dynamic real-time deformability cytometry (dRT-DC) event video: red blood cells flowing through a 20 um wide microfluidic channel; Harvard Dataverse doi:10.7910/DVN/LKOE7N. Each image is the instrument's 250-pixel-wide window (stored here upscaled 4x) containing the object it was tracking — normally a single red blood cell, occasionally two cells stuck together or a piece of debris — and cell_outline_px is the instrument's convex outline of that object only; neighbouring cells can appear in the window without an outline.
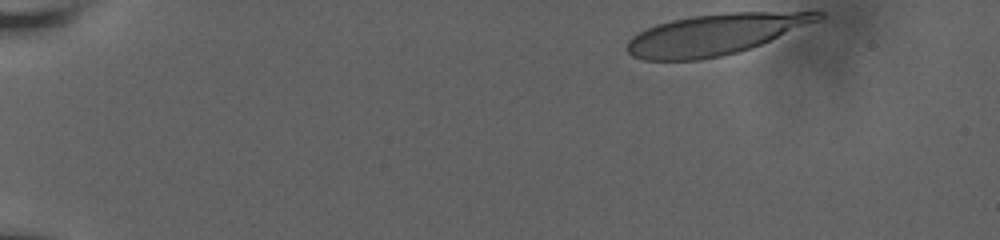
{"species": "human", "species_latin": "Homo sapiens", "temperature_condition": "room temperature", "stored_images_in_passage": 64, "camera_frame_rate_fps": 3000, "um_per_image_px": 0.085, "donor": {"sex": "male"}, "frame": {"image": 1, "passage_image": 1, "time_ms": 0.0, "image_size_px": [1000, 240], "cell_outline_px": [[824, 16], [816, 20], [752, 48], [740, 52], [700, 60], [644, 60], [632, 56], [628, 52], [628, 40], [632, 36], [656, 24], [672, 20], [692, 16], [728, 12], [824, 12]], "centroid_in_image_um": [60.71, 2.93], "position_along_channel_um": 24.3, "area_um2": 44.74}}
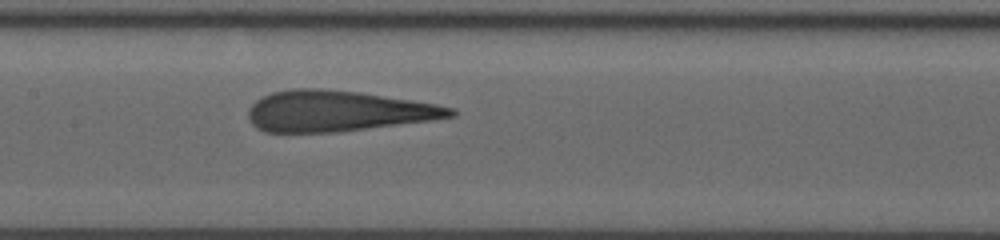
{"frame": {"image": 2, "passage_image": 42, "time_ms": 7.667, "image_size_px": [1000, 240], "cell_outline_px": [[456, 116], [432, 120], [336, 132], [264, 132], [256, 128], [248, 120], [248, 108], [256, 100], [272, 92], [292, 88], [320, 88], [360, 92], [412, 100], [436, 104], [456, 108]], "centroid_in_image_um": [28.68, 9.44], "position_along_channel_um": 178.7, "area_um2": 48.21}}
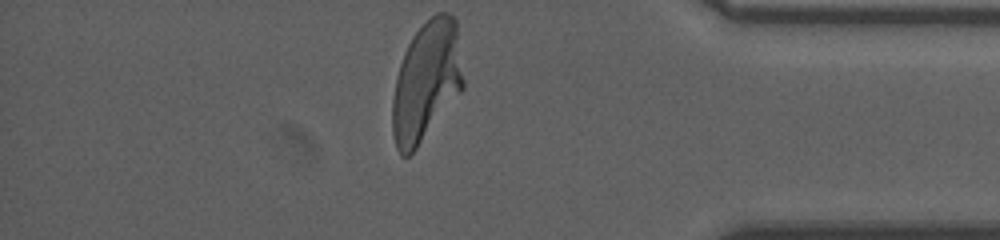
{"frame": {"image": 3, "passage_image": 64, "time_ms": 14.333, "image_size_px": [1000, 240], "cell_outline_px": [[464, 88], [416, 148], [408, 156], [400, 156], [396, 148], [392, 132], [392, 100], [396, 76], [404, 52], [412, 36], [436, 12], [448, 12], [456, 20], [464, 80]], "centroid_in_image_um": [36.24, 6.92], "position_along_channel_um": 399.0, "area_um2": 49.36}, "authors_computed_cell_mechanics": {"area_um2": 48.6098, "velocity_mm_per_s": 3.6405, "shape_relaxation_time_tau1_ms": 7.9013, "shape_relaxation_time_tau2_ms": 0.9887, "deformation_change_tau1": 0.2998, "deformation_change_tau2": 0.1045}}